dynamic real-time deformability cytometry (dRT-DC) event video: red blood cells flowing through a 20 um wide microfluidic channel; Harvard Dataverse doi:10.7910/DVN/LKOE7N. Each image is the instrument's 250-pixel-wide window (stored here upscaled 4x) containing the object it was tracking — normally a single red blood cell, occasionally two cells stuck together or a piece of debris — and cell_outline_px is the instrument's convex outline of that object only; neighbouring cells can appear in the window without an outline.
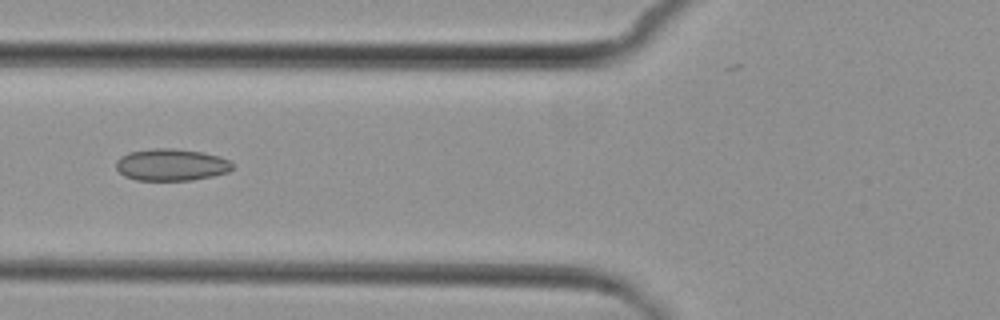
{"species": "common noctule bat (a hibernating species)", "species_latin": "Nyctalus noctula", "temperature_condition": "cold", "stored_images_in_passage": 8, "camera_frame_rate_fps": 3000, "um_per_image_px": 0.085, "animal": {"sex": "female", "body_mass_g": 29.2, "forearm_length_mm": 56.3}, "frame": {"image": 1, "passage_image": 6, "time_ms": 6.0, "image_size_px": [1000, 320], "cell_outline_px": [[232, 168], [228, 172], [212, 176], [192, 180], [136, 180], [124, 176], [116, 168], [116, 160], [120, 156], [128, 152], [152, 148], [172, 148], [204, 152], [220, 156], [228, 160], [232, 164]], "centroid_in_image_um": [14.54, 14.0], "position_along_channel_um": 111.3, "area_um2": 21.79}}
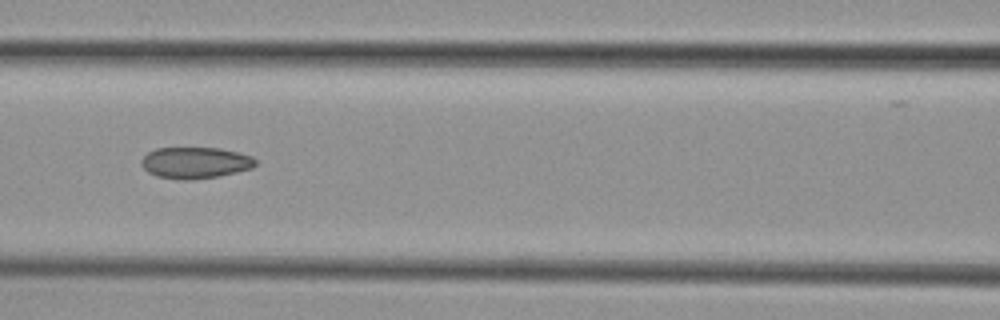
{"frame": {"image": 2, "passage_image": 7, "time_ms": 7.0, "image_size_px": [1000, 320], "cell_outline_px": [[256, 164], [252, 168], [220, 176], [192, 180], [180, 180], [156, 176], [148, 172], [140, 164], [140, 160], [148, 152], [156, 148], [220, 148], [252, 156], [256, 160]], "centroid_in_image_um": [16.58, 13.84], "position_along_channel_um": 150.0, "area_um2": 20.98}}
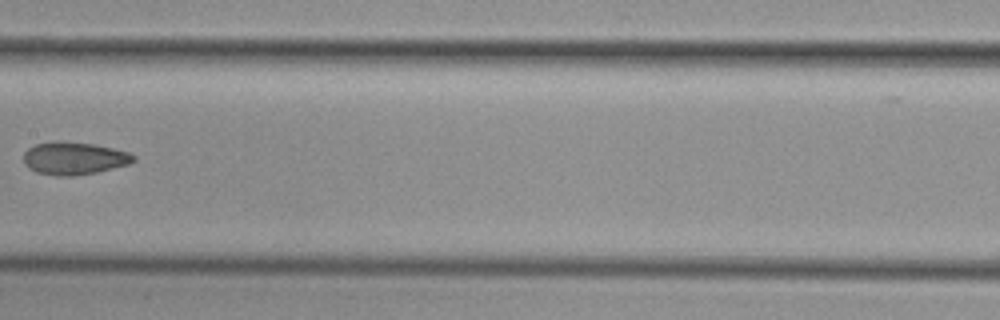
{"frame": {"image": 3, "passage_image": 8, "time_ms": 8.333, "image_size_px": [1000, 320], "cell_outline_px": [[136, 160], [128, 164], [96, 172], [72, 176], [56, 176], [36, 172], [28, 168], [24, 164], [24, 152], [28, 148], [36, 144], [56, 140], [60, 140], [96, 144], [128, 152], [136, 156]], "centroid_in_image_um": [6.27, 13.44], "position_along_channel_um": 201.1, "area_um2": 21.1}}